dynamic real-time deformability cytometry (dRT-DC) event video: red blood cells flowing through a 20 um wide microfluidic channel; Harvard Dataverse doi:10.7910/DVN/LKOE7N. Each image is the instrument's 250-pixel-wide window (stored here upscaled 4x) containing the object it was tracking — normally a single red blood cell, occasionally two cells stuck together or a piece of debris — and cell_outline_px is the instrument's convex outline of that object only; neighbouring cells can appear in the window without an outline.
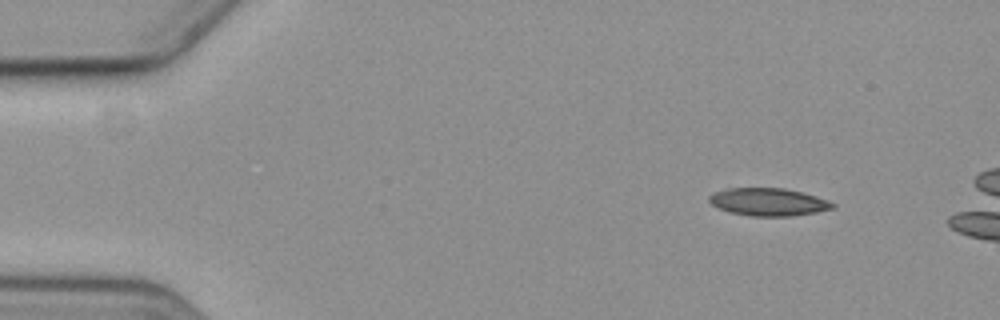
{"species": "common noctule bat (a hibernating species)", "species_latin": "Nyctalus noctula", "temperature_condition": "cold", "stored_images_in_passage": 23, "camera_frame_rate_fps": 3000, "um_per_image_px": 0.085, "animal": {"sex": "female", "body_mass_g": 19.3, "forearm_length_mm": 54.1}, "frame": {"image": 1, "passage_image": 6, "time_ms": 1.667, "image_size_px": [1000, 320], "cell_outline_px": [[836, 208], [816, 212], [792, 216], [752, 216], [728, 212], [712, 204], [708, 200], [708, 196], [716, 192], [728, 188], [784, 188], [816, 196], [828, 200], [836, 204]], "centroid_in_image_um": [65.34, 17.17], "position_along_channel_um": 19.7, "area_um2": 19.88}}